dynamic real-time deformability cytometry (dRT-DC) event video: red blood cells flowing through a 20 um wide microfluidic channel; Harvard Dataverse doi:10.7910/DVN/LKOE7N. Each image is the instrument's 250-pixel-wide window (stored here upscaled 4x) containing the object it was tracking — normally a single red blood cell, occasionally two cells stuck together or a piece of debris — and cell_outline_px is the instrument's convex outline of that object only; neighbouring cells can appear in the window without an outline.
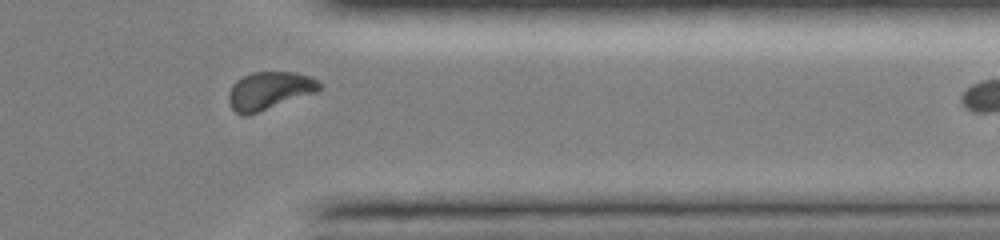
{"species": "common noctule bat (a hibernating species)", "species_latin": "Nyctalus noctula", "temperature_condition": "room temperature", "stored_images_in_passage": 10, "camera_frame_rate_fps": 3000, "um_per_image_px": 0.085, "animal": {"sex": "female", "body_mass_g": 19.0, "forearm_length_mm": 51.5}, "frame": {"image": 1, "passage_image": 9, "time_ms": 8.0, "image_size_px": [1000, 240], "cell_outline_px": [[324, 84], [316, 92], [244, 116], [236, 112], [232, 108], [228, 100], [228, 92], [232, 84], [236, 80], [252, 72], [296, 72], [312, 76]], "centroid_in_image_um": [22.9, 7.67], "position_along_channel_um": 388.5, "area_um2": 19.88}}